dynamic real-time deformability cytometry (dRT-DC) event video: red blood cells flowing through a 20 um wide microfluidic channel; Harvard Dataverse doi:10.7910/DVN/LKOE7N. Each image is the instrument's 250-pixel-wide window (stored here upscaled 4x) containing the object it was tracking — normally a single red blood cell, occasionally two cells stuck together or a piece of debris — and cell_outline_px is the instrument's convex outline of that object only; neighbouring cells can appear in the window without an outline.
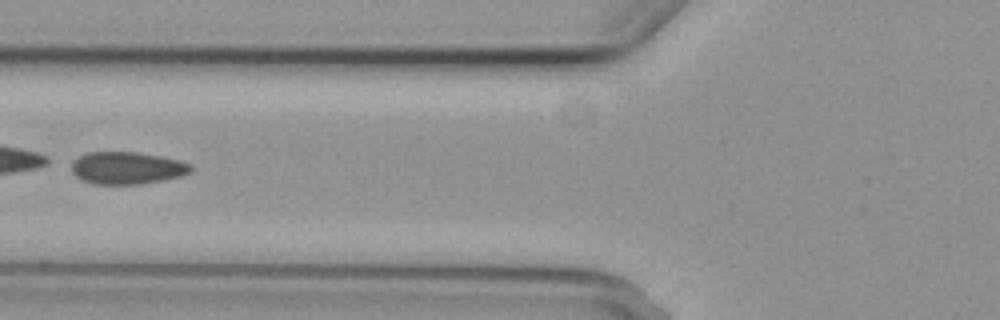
{"species": "common noctule bat (a hibernating species)", "species_latin": "Nyctalus noctula", "temperature_condition": "cold", "stored_images_in_passage": 6, "camera_frame_rate_fps": 3000, "um_per_image_px": 0.085, "animal": {"sex": "female", "body_mass_g": 29.2, "forearm_length_mm": 56.3}, "frame": {"image": 1, "passage_image": 6, "time_ms": 6.0, "image_size_px": [1000, 320], "cell_outline_px": [[192, 172], [184, 176], [164, 180], [140, 184], [92, 184], [76, 176], [72, 172], [72, 164], [80, 156], [88, 152], [136, 152], [160, 156], [180, 160], [192, 164]], "centroid_in_image_um": [10.87, 14.28], "position_along_channel_um": 114.9, "area_um2": 22.54}}